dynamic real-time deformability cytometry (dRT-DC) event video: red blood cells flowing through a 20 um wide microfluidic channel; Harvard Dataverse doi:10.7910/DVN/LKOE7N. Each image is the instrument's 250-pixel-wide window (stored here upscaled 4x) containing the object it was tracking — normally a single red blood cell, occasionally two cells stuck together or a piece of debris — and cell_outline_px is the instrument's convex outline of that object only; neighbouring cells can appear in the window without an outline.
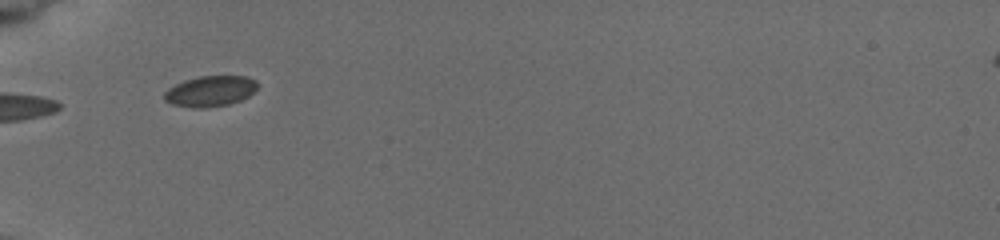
{"species": "common noctule bat (a hibernating species)", "species_latin": "Nyctalus noctula", "temperature_condition": "cold", "stored_images_in_passage": 4, "camera_frame_rate_fps": 3000, "um_per_image_px": 0.085, "animal": {"sex": "female", "body_mass_g": 19.5, "forearm_length_mm": 54.1}, "frame": {"image": 1, "passage_image": 3, "time_ms": 2.0, "image_size_px": [1000, 240], "cell_outline_px": [[256, 88], [248, 96], [240, 100], [228, 104], [200, 108], [192, 108], [172, 104], [164, 100], [164, 92], [168, 88], [184, 80], [200, 76], [248, 76], [256, 80]], "centroid_in_image_um": [17.84, 7.74], "position_along_channel_um": 67.2, "area_um2": 16.53}}